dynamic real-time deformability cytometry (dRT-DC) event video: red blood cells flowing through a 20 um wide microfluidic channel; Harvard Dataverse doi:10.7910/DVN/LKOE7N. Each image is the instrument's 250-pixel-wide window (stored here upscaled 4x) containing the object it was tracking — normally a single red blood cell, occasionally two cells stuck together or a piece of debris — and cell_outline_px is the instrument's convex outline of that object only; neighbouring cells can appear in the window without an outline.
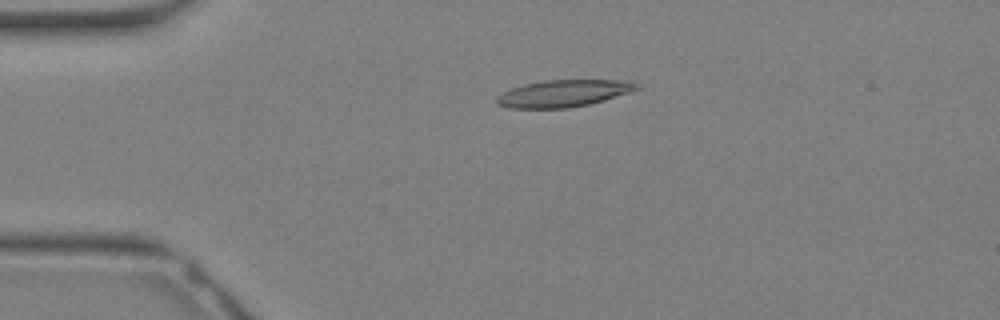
{"species": "Egyptian fruit bat (a non-hibernating species)", "species_latin": "Rousettus aegyptiacus", "temperature_condition": "warm", "stored_images_in_passage": 33, "camera_frame_rate_fps": 3000, "um_per_image_px": 0.085, "animal": {"sex": "female"}, "frame": {"image": 1, "passage_image": 8, "time_ms": 2.333, "image_size_px": [1000, 320], "cell_outline_px": [[640, 88], [604, 100], [588, 104], [568, 108], [508, 108], [496, 104], [496, 96], [512, 88], [524, 84], [544, 80], [628, 80], [640, 84]], "centroid_in_image_um": [47.88, 7.93], "position_along_channel_um": 37.1, "area_um2": 21.96}}
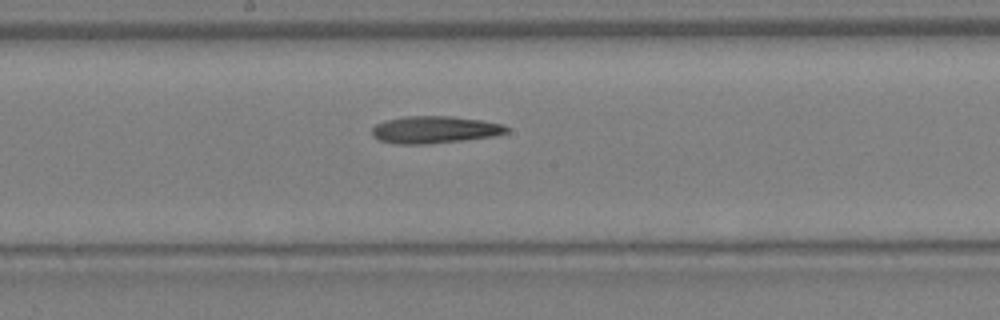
{"frame": {"image": 2, "passage_image": 18, "time_ms": 5.667, "image_size_px": [1000, 320], "cell_outline_px": [[508, 132], [496, 136], [464, 140], [428, 144], [396, 144], [380, 140], [372, 136], [372, 128], [376, 124], [384, 120], [408, 116], [452, 116], [480, 120], [504, 124], [508, 128]], "centroid_in_image_um": [36.95, 11.02], "position_along_channel_um": 211.3, "area_um2": 21.44}}
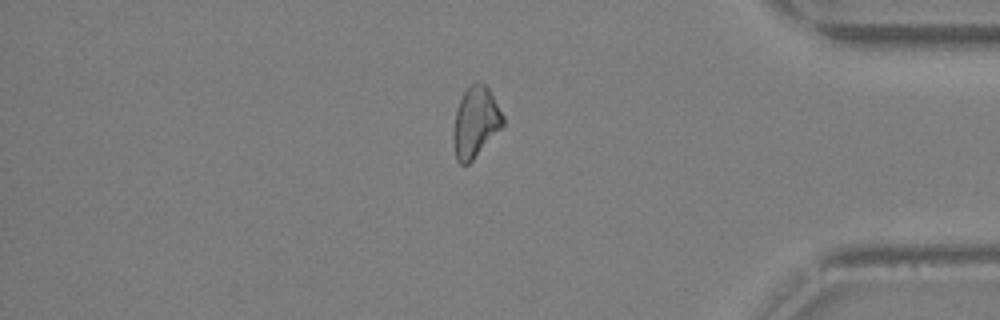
{"frame": {"image": 3, "passage_image": 28, "time_ms": 9.0, "image_size_px": [1000, 320], "cell_outline_px": [[504, 128], [468, 164], [460, 164], [456, 160], [452, 140], [452, 132], [456, 112], [460, 100], [464, 92], [476, 80], [484, 84], [488, 88], [504, 116]], "centroid_in_image_um": [40.43, 10.42], "position_along_channel_um": 394.8, "area_um2": 20.63}}